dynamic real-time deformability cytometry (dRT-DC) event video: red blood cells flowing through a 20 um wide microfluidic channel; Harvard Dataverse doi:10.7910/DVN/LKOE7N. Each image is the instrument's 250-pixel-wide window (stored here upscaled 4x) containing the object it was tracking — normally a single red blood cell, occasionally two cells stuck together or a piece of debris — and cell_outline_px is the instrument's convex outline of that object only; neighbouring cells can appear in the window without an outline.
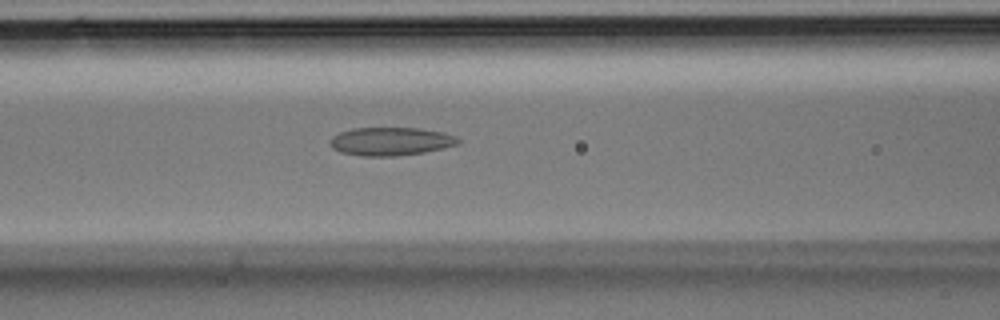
{"species": "Egyptian fruit bat (a non-hibernating species)", "species_latin": "Rousettus aegyptiacus", "temperature_condition": "room temperature", "stored_images_in_passage": 25, "camera_frame_rate_fps": 3000, "um_per_image_px": 0.085, "animal": {"sex": "male"}, "frame": {"image": 1, "passage_image": 8, "time_ms": 2.333, "image_size_px": [1000, 320], "cell_outline_px": [[460, 140], [456, 144], [444, 148], [424, 152], [396, 156], [360, 156], [340, 152], [332, 148], [328, 144], [328, 140], [332, 136], [340, 132], [352, 128], [420, 128], [444, 132], [456, 136]], "centroid_in_image_um": [33.16, 12.01], "position_along_channel_um": 133.4, "area_um2": 21.27}}
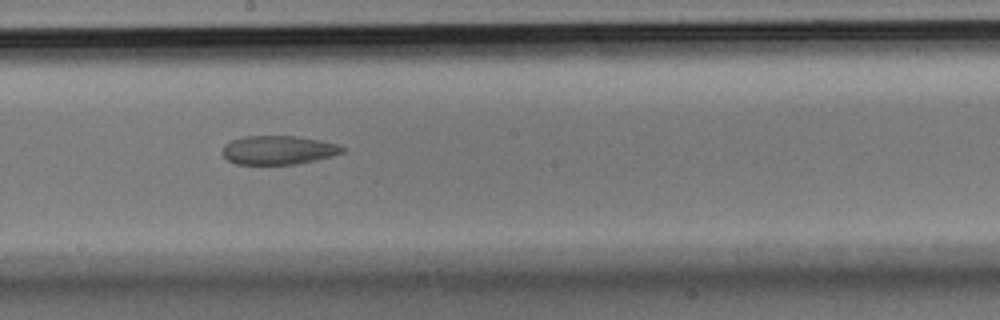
{"frame": {"image": 2, "passage_image": 13, "time_ms": 4.0, "image_size_px": [1000, 320], "cell_outline_px": [[344, 152], [332, 156], [296, 164], [236, 164], [228, 160], [224, 156], [224, 144], [232, 140], [244, 136], [292, 136], [320, 140], [340, 144], [344, 148]], "centroid_in_image_um": [23.68, 12.75], "position_along_channel_um": 224.5, "area_um2": 20.0}}
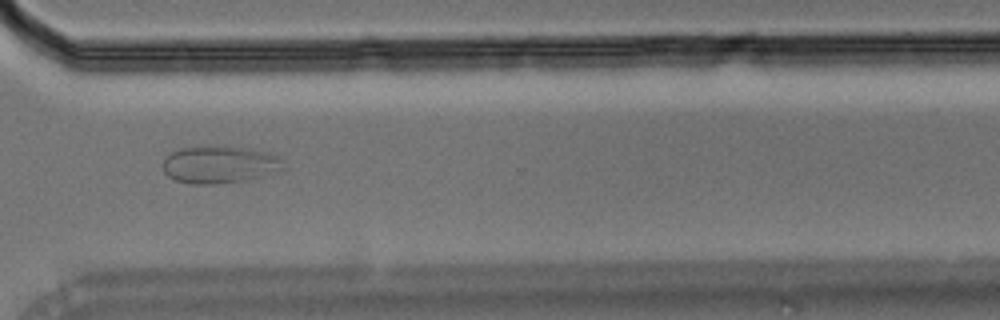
{"frame": {"image": 3, "passage_image": 20, "time_ms": 6.333, "image_size_px": [1000, 320], "cell_outline_px": [[288, 168], [264, 176], [248, 180], [216, 184], [192, 184], [176, 180], [168, 176], [164, 172], [160, 164], [164, 156], [180, 148], [244, 148], [272, 152], [280, 156], [284, 160]], "centroid_in_image_um": [18.72, 14.02], "position_along_channel_um": 351.9, "area_um2": 26.41}}